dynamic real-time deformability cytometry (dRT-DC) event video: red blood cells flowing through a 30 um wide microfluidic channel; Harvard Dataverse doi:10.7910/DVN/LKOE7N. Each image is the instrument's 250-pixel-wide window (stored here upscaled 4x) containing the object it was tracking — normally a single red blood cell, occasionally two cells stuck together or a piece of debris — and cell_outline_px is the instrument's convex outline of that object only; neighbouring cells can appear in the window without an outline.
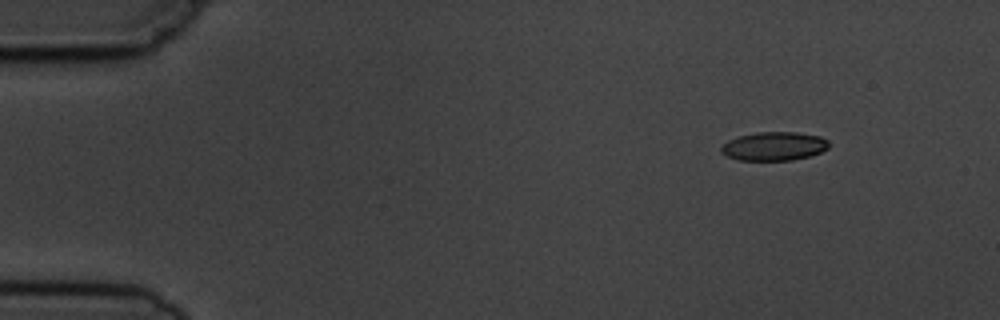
{"species": "common noctule bat (a hibernating species)", "species_latin": "Nyctalus noctula", "temperature_condition": "cold", "stored_images_in_passage": 4, "camera_frame_rate_fps": 3000, "um_per_image_px": 0.085, "animal": {"sex": "male", "body_mass_g": 19.5, "forearm_length_mm": 54.6}, "frame": {"image": 1, "passage_image": 1, "time_ms": 0.0, "image_size_px": [1000, 320], "cell_outline_px": [[828, 148], [820, 152], [808, 156], [792, 160], [740, 160], [728, 156], [720, 152], [720, 148], [728, 140], [740, 136], [756, 132], [796, 132], [820, 136], [828, 140]], "centroid_in_image_um": [65.79, 12.42], "position_along_channel_um": 19.2, "area_um2": 17.86}}
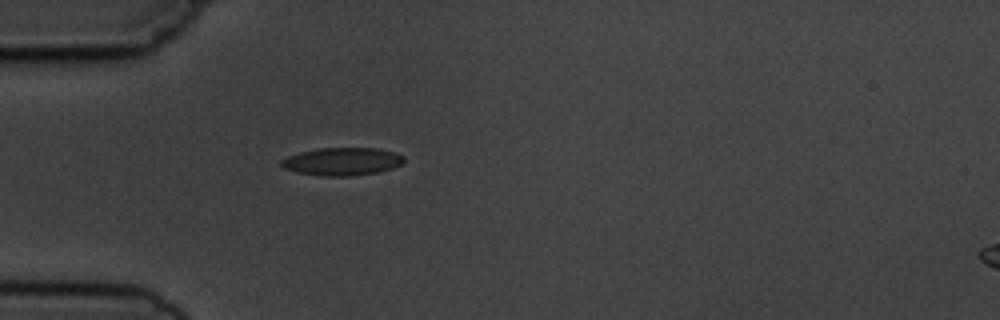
{"frame": {"image": 2, "passage_image": 4, "time_ms": 3.333, "image_size_px": [1000, 320], "cell_outline_px": [[404, 164], [392, 168], [376, 172], [348, 176], [320, 176], [296, 172], [284, 168], [280, 164], [280, 160], [288, 156], [300, 152], [320, 148], [376, 148], [392, 152], [404, 156]], "centroid_in_image_um": [29.06, 13.73], "position_along_channel_um": 55.9, "area_um2": 19.83}}